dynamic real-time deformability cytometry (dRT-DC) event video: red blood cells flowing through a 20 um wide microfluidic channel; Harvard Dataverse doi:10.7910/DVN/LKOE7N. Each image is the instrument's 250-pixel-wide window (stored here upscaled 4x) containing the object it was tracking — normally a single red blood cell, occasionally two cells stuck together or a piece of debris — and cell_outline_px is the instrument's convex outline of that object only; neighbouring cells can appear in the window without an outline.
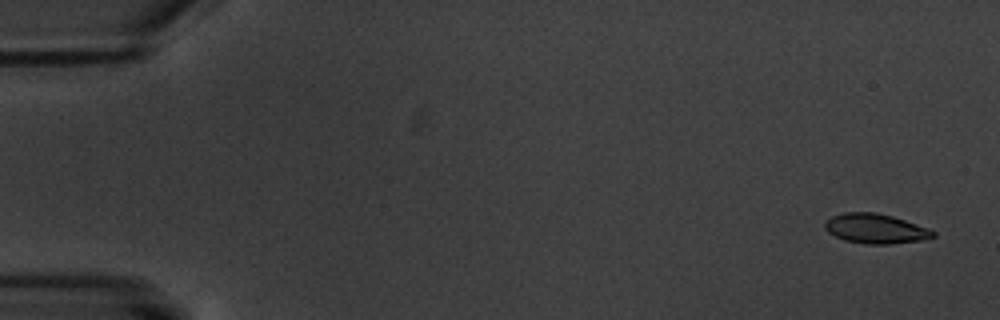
{"species": "common noctule bat (a hibernating species)", "species_latin": "Nyctalus noctula", "temperature_condition": "warm", "stored_images_in_passage": 5, "camera_frame_rate_fps": 3000, "um_per_image_px": 0.085, "animal": {"sex": "male", "body_mass_g": 20.1, "forearm_length_mm": 53.5}, "frame": {"image": 1, "passage_image": 1, "time_ms": 0.0, "image_size_px": [1000, 320], "cell_outline_px": [[936, 236], [920, 240], [888, 244], [864, 244], [844, 240], [828, 232], [824, 228], [824, 220], [832, 216], [844, 212], [876, 212], [892, 216], [928, 228], [936, 232]], "centroid_in_image_um": [74.38, 19.43], "position_along_channel_um": 10.6, "area_um2": 18.73}}
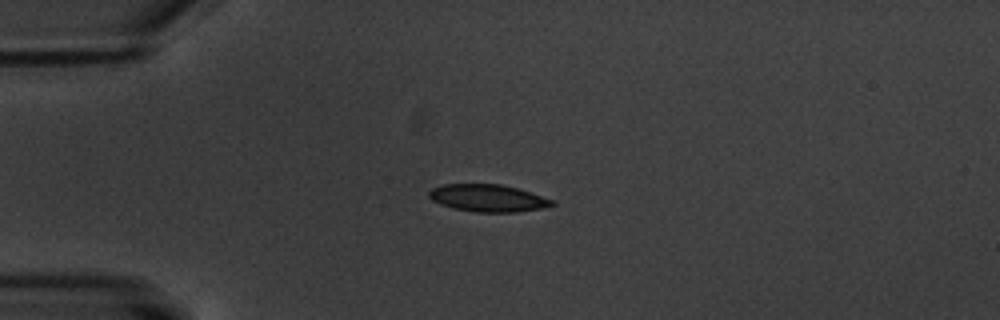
{"frame": {"image": 2, "passage_image": 4, "time_ms": 4.333, "image_size_px": [1000, 320], "cell_outline_px": [[556, 204], [540, 208], [516, 212], [476, 212], [452, 208], [440, 204], [432, 200], [428, 196], [428, 192], [432, 188], [444, 184], [500, 184], [532, 192], [552, 200]], "centroid_in_image_um": [41.44, 16.83], "position_along_channel_um": 43.6, "area_um2": 19.48}}